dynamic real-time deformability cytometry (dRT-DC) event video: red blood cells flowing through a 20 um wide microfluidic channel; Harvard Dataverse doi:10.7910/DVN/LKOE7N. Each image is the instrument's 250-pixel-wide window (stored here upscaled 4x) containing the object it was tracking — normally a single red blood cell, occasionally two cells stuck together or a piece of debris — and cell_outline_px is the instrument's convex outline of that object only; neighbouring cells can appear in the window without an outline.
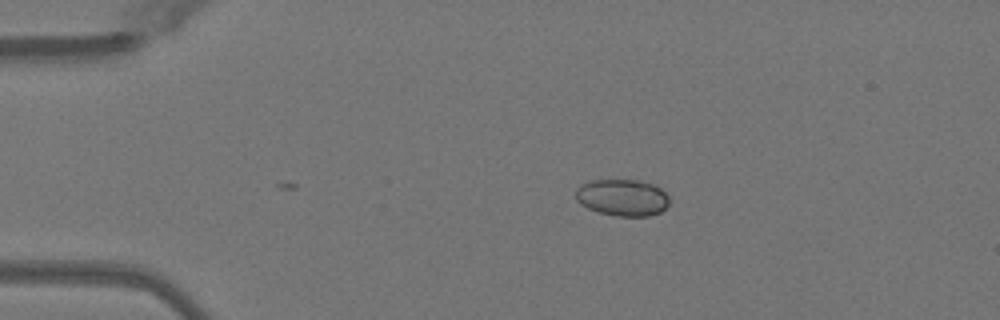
{"species": "Egyptian fruit bat (a non-hibernating species)", "species_latin": "Rousettus aegyptiacus", "temperature_condition": "warm", "stored_images_in_passage": 38, "camera_frame_rate_fps": 3000, "um_per_image_px": 0.085, "animal": {"sex": "female"}, "frame": {"image": 1, "passage_image": 1, "time_ms": 0.0, "image_size_px": [1000, 320], "cell_outline_px": [[668, 204], [660, 212], [648, 216], [616, 216], [600, 212], [588, 208], [580, 204], [576, 200], [576, 188], [580, 184], [592, 180], [640, 180], [656, 184], [668, 196]], "centroid_in_image_um": [52.89, 16.78], "position_along_channel_um": 32.1, "area_um2": 20.11}}
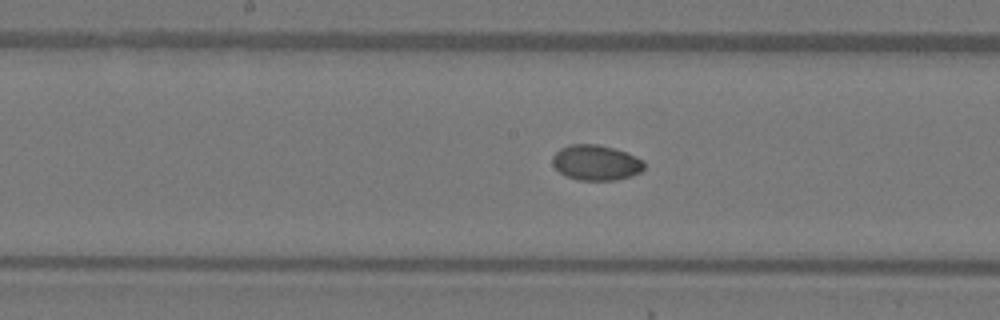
{"frame": {"image": 2, "passage_image": 17, "time_ms": 5.333, "image_size_px": [1000, 320], "cell_outline_px": [[644, 168], [640, 172], [632, 176], [616, 180], [576, 180], [564, 176], [552, 164], [552, 156], [560, 148], [568, 144], [600, 144], [636, 156], [644, 160]], "centroid_in_image_um": [50.64, 13.83], "position_along_channel_um": 197.6, "area_um2": 19.07}}
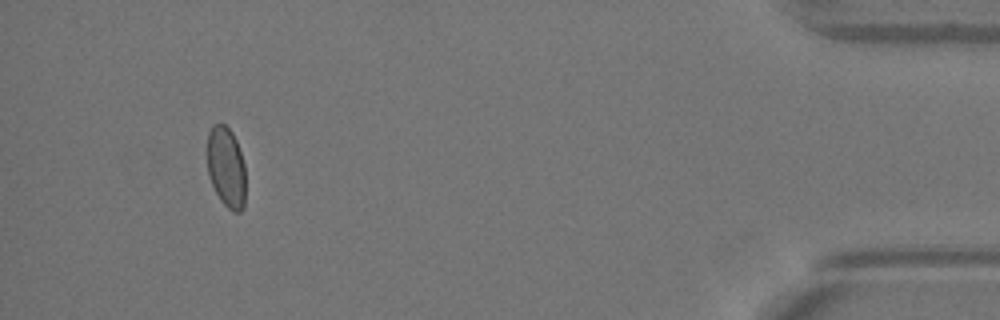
{"frame": {"image": 3, "passage_image": 38, "time_ms": 12.333, "image_size_px": [1000, 320], "cell_outline_px": [[244, 208], [240, 212], [232, 212], [220, 200], [208, 176], [208, 132], [212, 124], [224, 124], [232, 132], [236, 140], [244, 164]], "centroid_in_image_um": [19.22, 14.22], "position_along_channel_um": 416.0, "area_um2": 17.92}, "authors_computed_cell_mechanics": {"area_um2": 18.7272, "velocity_mm_per_s": 4.0643, "shape_relaxation_time_tau1_ms": 5.7745, "shape_relaxation_time_tau2_ms": 2.168, "deformation_change_tau1": 0.1206, "deformation_change_tau2": 0.026}}